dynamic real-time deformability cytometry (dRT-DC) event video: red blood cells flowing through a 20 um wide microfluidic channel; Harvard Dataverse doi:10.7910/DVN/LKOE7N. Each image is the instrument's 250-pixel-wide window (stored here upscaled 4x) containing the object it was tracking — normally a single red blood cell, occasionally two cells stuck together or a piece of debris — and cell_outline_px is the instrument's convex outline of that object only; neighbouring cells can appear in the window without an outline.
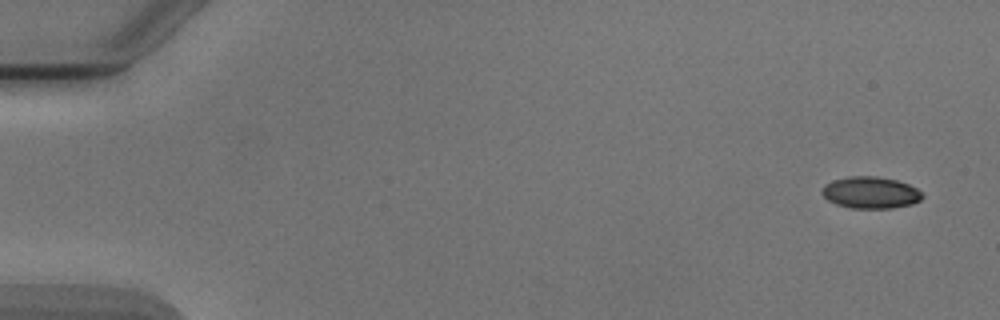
{"species": "Egyptian fruit bat (a non-hibernating species)", "species_latin": "Rousettus aegyptiacus", "temperature_condition": "cold", "stored_images_in_passage": 4, "camera_frame_rate_fps": 3000, "um_per_image_px": 0.085, "animal": {"sex": "male"}, "frame": {"image": 1, "passage_image": 1, "time_ms": 0.0, "image_size_px": [1000, 320], "cell_outline_px": [[924, 196], [920, 200], [912, 204], [892, 208], [852, 208], [836, 204], [828, 200], [820, 192], [824, 184], [832, 180], [848, 176], [876, 176], [896, 180], [908, 184], [916, 188]], "centroid_in_image_um": [73.97, 16.36], "position_along_channel_um": 11.0, "area_um2": 18.61}}
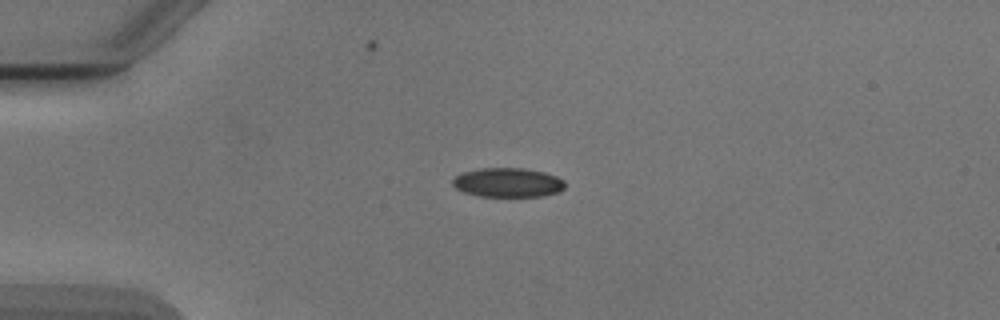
{"frame": {"image": 2, "passage_image": 4, "time_ms": 3.667, "image_size_px": [1000, 320], "cell_outline_px": [[564, 188], [560, 192], [544, 196], [480, 196], [464, 192], [456, 188], [452, 184], [452, 180], [456, 176], [464, 172], [480, 168], [524, 168], [544, 172], [556, 176], [564, 180]], "centroid_in_image_um": [43.19, 15.51], "position_along_channel_um": 41.8, "area_um2": 19.13}}